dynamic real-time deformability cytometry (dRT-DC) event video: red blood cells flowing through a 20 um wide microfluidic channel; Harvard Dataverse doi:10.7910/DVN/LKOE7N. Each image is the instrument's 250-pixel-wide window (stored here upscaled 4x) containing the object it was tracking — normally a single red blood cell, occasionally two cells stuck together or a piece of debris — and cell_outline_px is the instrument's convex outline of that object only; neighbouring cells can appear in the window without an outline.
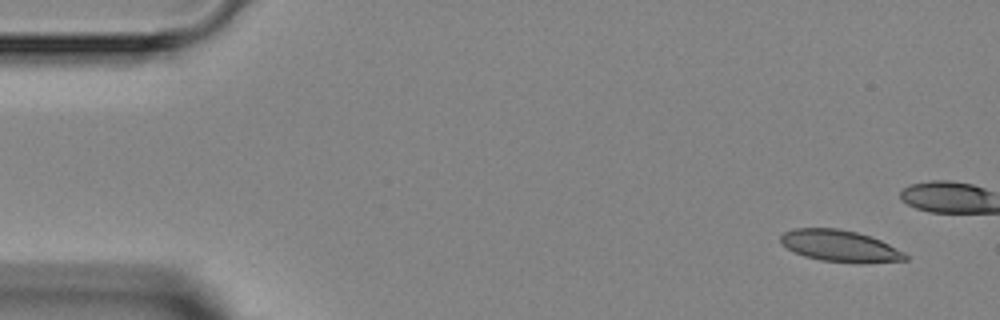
{"species": "Egyptian fruit bat (a non-hibernating species)", "species_latin": "Rousettus aegyptiacus", "temperature_condition": "room temperature", "stored_images_in_passage": 6, "camera_frame_rate_fps": 3000, "um_per_image_px": 0.085, "animal": {"sex": "female"}, "frame": {"image": 1, "passage_image": 1, "time_ms": 0.0, "image_size_px": [1000, 320], "cell_outline_px": [[908, 260], [820, 260], [804, 256], [788, 248], [780, 240], [780, 236], [784, 232], [792, 228], [836, 228], [856, 232], [880, 240], [904, 252], [908, 256]], "centroid_in_image_um": [71.3, 20.84], "position_along_channel_um": 13.7, "area_um2": 21.68}}
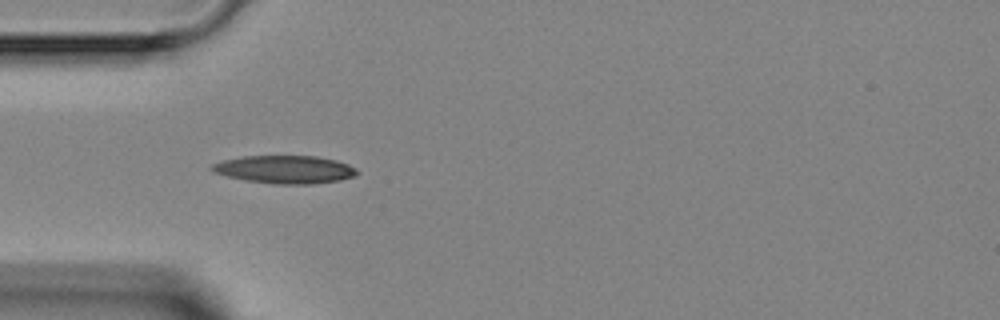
{"frame": {"image": 2, "passage_image": 5, "time_ms": 5.0, "image_size_px": [1000, 320], "cell_outline_px": [[360, 172], [356, 176], [340, 180], [312, 184], [272, 184], [244, 180], [212, 172], [208, 168], [212, 164], [224, 160], [244, 156], [316, 156], [336, 160], [348, 164], [356, 168]], "centroid_in_image_um": [24.23, 14.41], "position_along_channel_um": 60.8, "area_um2": 23.81}}